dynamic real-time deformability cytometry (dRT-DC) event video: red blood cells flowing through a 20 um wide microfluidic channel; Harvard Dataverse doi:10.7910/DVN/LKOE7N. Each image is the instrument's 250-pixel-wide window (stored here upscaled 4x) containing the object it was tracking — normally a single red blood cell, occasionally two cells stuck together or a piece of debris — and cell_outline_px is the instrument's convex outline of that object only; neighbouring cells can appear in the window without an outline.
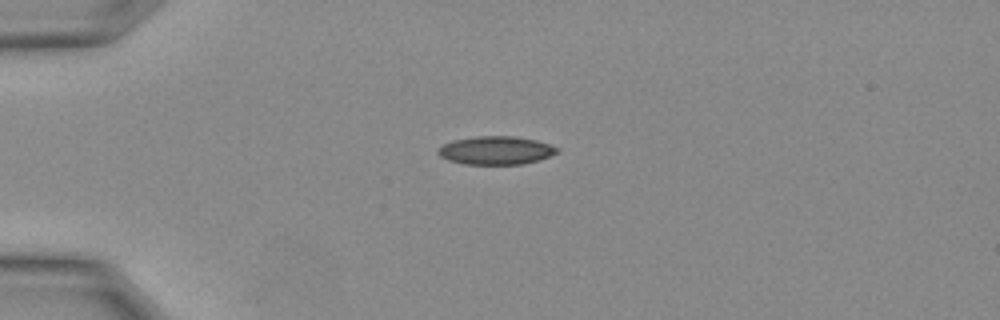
{"species": "Egyptian fruit bat (a non-hibernating species)", "species_latin": "Rousettus aegyptiacus", "temperature_condition": "warm", "stored_images_in_passage": 21, "camera_frame_rate_fps": 3000, "um_per_image_px": 0.085, "animal": {"sex": "female"}, "frame": {"image": 1, "passage_image": 1, "time_ms": 0.0, "image_size_px": [1000, 320], "cell_outline_px": [[560, 152], [540, 160], [520, 164], [464, 164], [448, 160], [440, 156], [436, 152], [444, 144], [452, 140], [476, 136], [512, 136], [536, 140], [560, 148]], "centroid_in_image_um": [42.17, 12.78], "position_along_channel_um": 42.8, "area_um2": 19.65}}
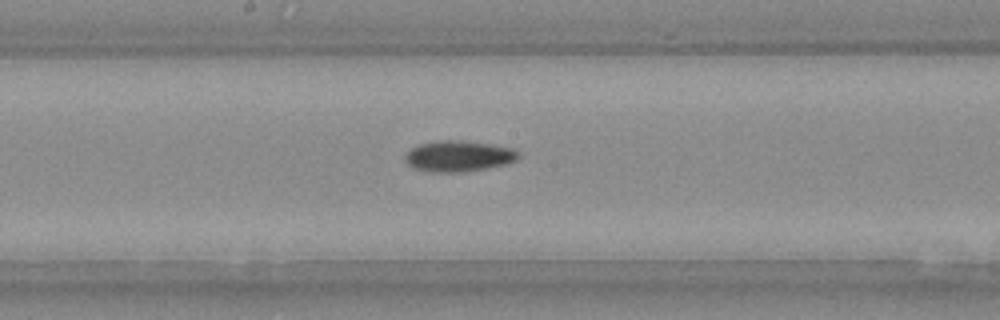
{"frame": {"image": 2, "passage_image": 9, "time_ms": 2.667, "image_size_px": [1000, 320], "cell_outline_px": [[520, 156], [516, 160], [504, 164], [484, 168], [456, 172], [432, 172], [412, 168], [404, 160], [404, 156], [412, 148], [420, 144], [448, 140], [488, 144], [512, 148], [520, 152]], "centroid_in_image_um": [38.96, 13.28], "position_along_channel_um": 209.2, "area_um2": 19.88}}
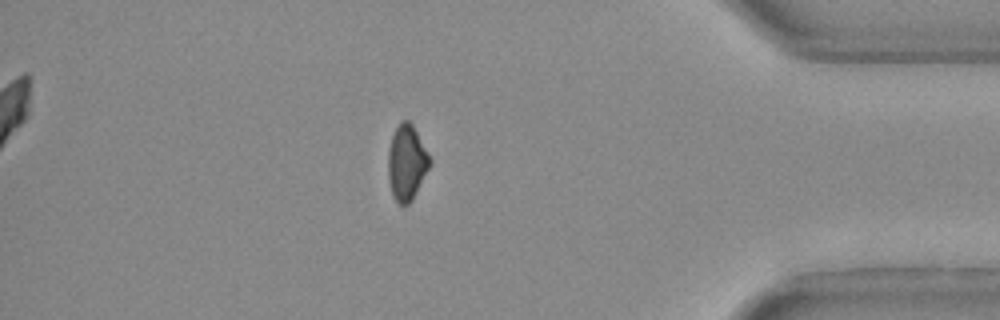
{"frame": {"image": 3, "passage_image": 18, "time_ms": 5.667, "image_size_px": [1000, 320], "cell_outline_px": [[432, 164], [412, 200], [408, 204], [400, 204], [392, 196], [388, 180], [388, 152], [392, 136], [400, 120], [408, 120], [412, 124], [432, 160]], "centroid_in_image_um": [34.57, 13.83], "position_along_channel_um": 400.6, "area_um2": 18.38}}